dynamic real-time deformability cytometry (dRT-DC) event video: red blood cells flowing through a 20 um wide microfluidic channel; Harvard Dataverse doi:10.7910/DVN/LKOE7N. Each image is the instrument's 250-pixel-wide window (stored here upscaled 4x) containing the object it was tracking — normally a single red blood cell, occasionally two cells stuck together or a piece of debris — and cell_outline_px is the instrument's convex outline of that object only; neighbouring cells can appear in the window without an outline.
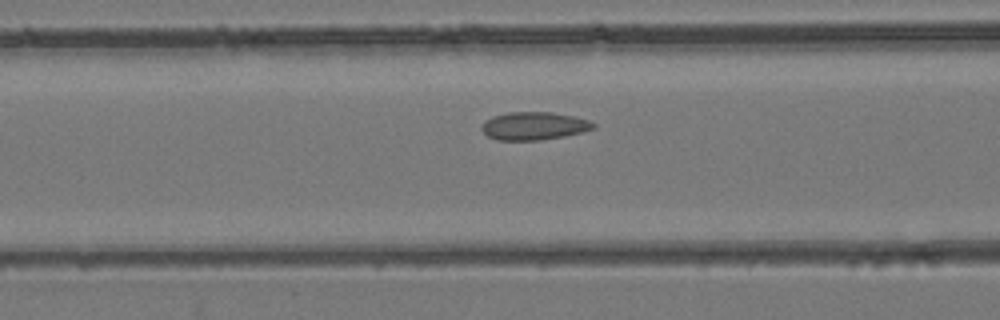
{"species": "common noctule bat (a hibernating species)", "species_latin": "Nyctalus noctula", "temperature_condition": "room temperature", "stored_images_in_passage": 39, "camera_frame_rate_fps": 3000, "um_per_image_px": 0.085, "animal": {"sex": "female", "body_mass_g": 24.6, "forearm_length_mm": 56.2}, "frame": {"image": 1, "passage_image": 13, "time_ms": 4.0, "image_size_px": [1000, 320], "cell_outline_px": [[596, 128], [564, 136], [540, 140], [496, 140], [488, 136], [480, 128], [484, 120], [492, 116], [508, 112], [552, 112], [576, 116], [588, 120], [596, 124]], "centroid_in_image_um": [45.37, 10.69], "position_along_channel_um": 121.2, "area_um2": 18.32}}
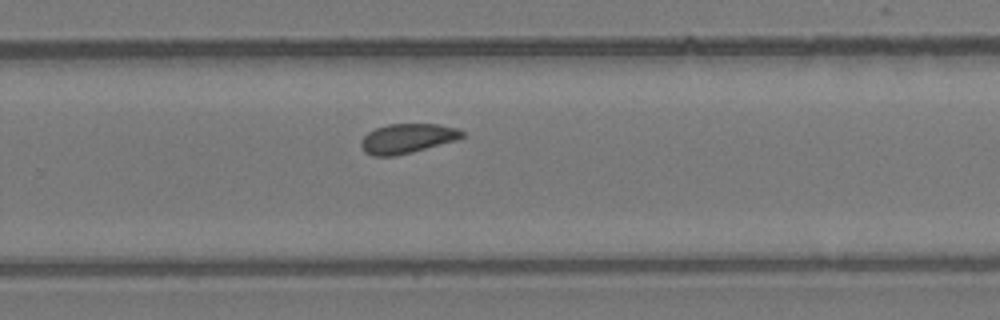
{"frame": {"image": 2, "passage_image": 24, "time_ms": 7.667, "image_size_px": [1000, 320], "cell_outline_px": [[464, 136], [456, 140], [412, 152], [392, 156], [372, 156], [364, 152], [360, 144], [360, 140], [368, 132], [376, 128], [388, 124], [436, 124], [456, 128], [464, 132]], "centroid_in_image_um": [34.58, 11.77], "position_along_channel_um": 295.2, "area_um2": 17.34}}
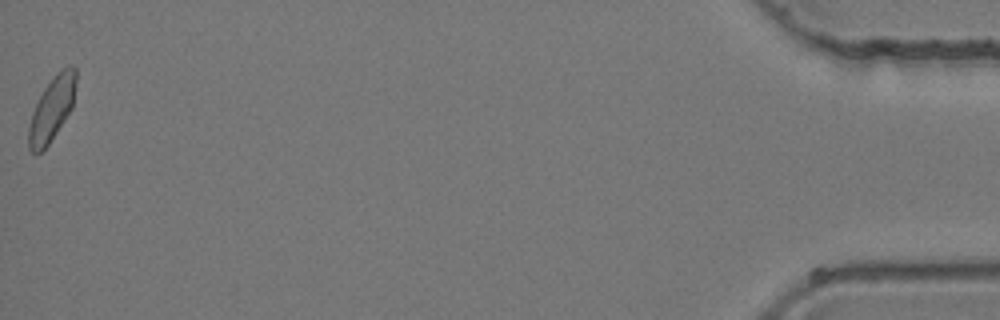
{"frame": {"image": 3, "passage_image": 39, "time_ms": 12.667, "image_size_px": [1000, 320], "cell_outline_px": [[76, 80], [72, 108], [48, 144], [36, 156], [28, 148], [28, 128], [32, 112], [44, 88], [56, 72], [60, 68], [68, 64], [72, 64], [76, 68]], "centroid_in_image_um": [4.41, 9.21], "position_along_channel_um": 430.8, "area_um2": 17.69}}